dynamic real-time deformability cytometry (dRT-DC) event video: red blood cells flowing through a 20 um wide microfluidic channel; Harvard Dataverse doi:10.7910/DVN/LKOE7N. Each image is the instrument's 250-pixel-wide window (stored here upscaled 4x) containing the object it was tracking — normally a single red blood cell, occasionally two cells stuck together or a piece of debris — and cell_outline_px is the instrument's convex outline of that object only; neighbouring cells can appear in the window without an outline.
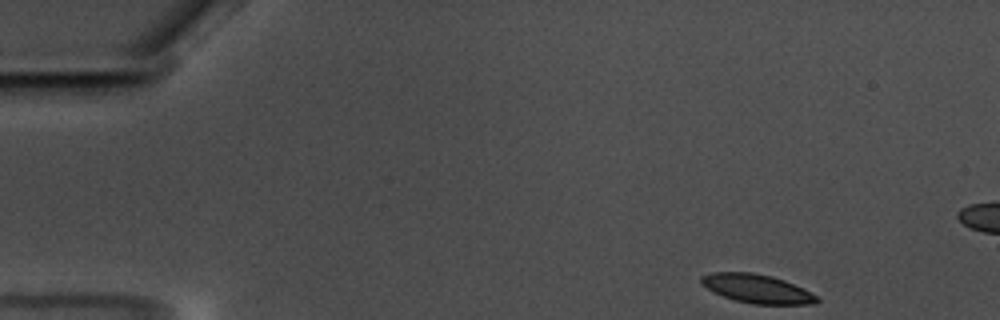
{"species": "common noctule bat (a hibernating species)", "species_latin": "Nyctalus noctula", "temperature_condition": "warm", "stored_images_in_passage": 54, "segment_of_instrument_passage": [1, 2], "camera_frame_rate_fps": 3000, "um_per_image_px": 0.085, "animal": {"sex": "male", "body_mass_g": 17.5, "forearm_length_mm": 52.3}, "frame": {"image": 1, "passage_image": 1, "time_ms": 0.0, "image_size_px": [1000, 320], "cell_outline_px": [[820, 300], [816, 304], [752, 304], [736, 300], [724, 296], [700, 284], [700, 276], [712, 272], [752, 272], [772, 276], [784, 280], [804, 288], [816, 296]], "centroid_in_image_um": [64.35, 24.53], "position_along_channel_um": 20.6, "area_um2": 19.31}}
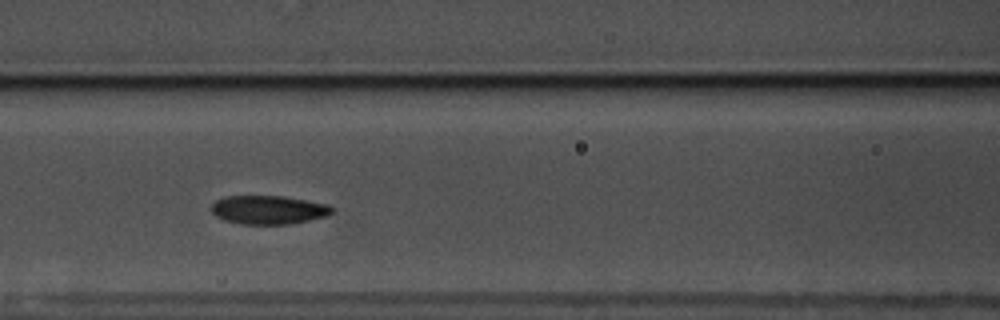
{"frame": {"image": 2, "passage_image": 20, "time_ms": 6.333, "image_size_px": [1000, 320], "cell_outline_px": [[332, 212], [328, 216], [288, 224], [244, 224], [224, 220], [216, 216], [212, 212], [212, 204], [216, 200], [224, 196], [284, 196], [328, 204], [332, 208]], "centroid_in_image_um": [22.81, 17.83], "position_along_channel_um": 143.8, "area_um2": 20.06}}
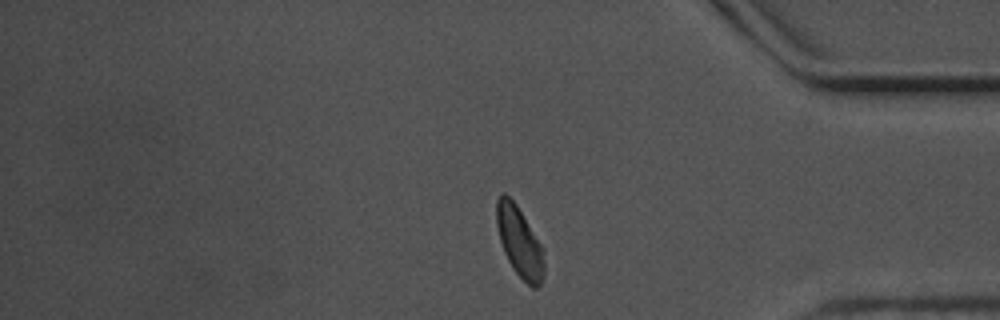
{"frame": {"image": 3, "passage_image": 43, "time_ms": 14.0, "image_size_px": [1000, 320], "cell_outline_px": [[544, 272], [540, 284], [536, 288], [532, 288], [512, 268], [504, 252], [500, 240], [496, 224], [496, 200], [504, 192], [516, 204], [544, 248]], "centroid_in_image_um": [44.16, 20.56], "position_along_channel_um": 391.0, "area_um2": 19.42}}